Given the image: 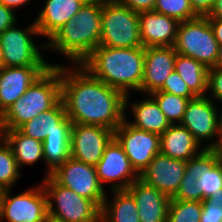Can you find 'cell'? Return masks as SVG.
I'll list each match as a JSON object with an SVG mask.
<instances>
[{"label":"cell","instance_id":"obj_24","mask_svg":"<svg viewBox=\"0 0 222 222\" xmlns=\"http://www.w3.org/2000/svg\"><path fill=\"white\" fill-rule=\"evenodd\" d=\"M111 192H113L112 201L107 195L104 199L100 222H140L133 196L127 190H111Z\"/></svg>","mask_w":222,"mask_h":222},{"label":"cell","instance_id":"obj_38","mask_svg":"<svg viewBox=\"0 0 222 222\" xmlns=\"http://www.w3.org/2000/svg\"><path fill=\"white\" fill-rule=\"evenodd\" d=\"M15 11L0 4V34L17 23Z\"/></svg>","mask_w":222,"mask_h":222},{"label":"cell","instance_id":"obj_3","mask_svg":"<svg viewBox=\"0 0 222 222\" xmlns=\"http://www.w3.org/2000/svg\"><path fill=\"white\" fill-rule=\"evenodd\" d=\"M101 15L102 0H88L48 39L46 49L61 53L71 65H80L100 45Z\"/></svg>","mask_w":222,"mask_h":222},{"label":"cell","instance_id":"obj_19","mask_svg":"<svg viewBox=\"0 0 222 222\" xmlns=\"http://www.w3.org/2000/svg\"><path fill=\"white\" fill-rule=\"evenodd\" d=\"M72 124L60 99L51 109L25 122L18 130L26 136L43 142L48 135L71 134Z\"/></svg>","mask_w":222,"mask_h":222},{"label":"cell","instance_id":"obj_28","mask_svg":"<svg viewBox=\"0 0 222 222\" xmlns=\"http://www.w3.org/2000/svg\"><path fill=\"white\" fill-rule=\"evenodd\" d=\"M150 96L157 102L170 124L181 123L189 99L159 90Z\"/></svg>","mask_w":222,"mask_h":222},{"label":"cell","instance_id":"obj_14","mask_svg":"<svg viewBox=\"0 0 222 222\" xmlns=\"http://www.w3.org/2000/svg\"><path fill=\"white\" fill-rule=\"evenodd\" d=\"M113 138L114 131L103 126L72 124L70 157L96 166Z\"/></svg>","mask_w":222,"mask_h":222},{"label":"cell","instance_id":"obj_29","mask_svg":"<svg viewBox=\"0 0 222 222\" xmlns=\"http://www.w3.org/2000/svg\"><path fill=\"white\" fill-rule=\"evenodd\" d=\"M16 163L11 147L2 138L0 140V191L15 186L20 179L21 171Z\"/></svg>","mask_w":222,"mask_h":222},{"label":"cell","instance_id":"obj_35","mask_svg":"<svg viewBox=\"0 0 222 222\" xmlns=\"http://www.w3.org/2000/svg\"><path fill=\"white\" fill-rule=\"evenodd\" d=\"M197 179L193 176L183 177L177 193L172 197L173 199L182 201H197L203 202V193L197 186Z\"/></svg>","mask_w":222,"mask_h":222},{"label":"cell","instance_id":"obj_23","mask_svg":"<svg viewBox=\"0 0 222 222\" xmlns=\"http://www.w3.org/2000/svg\"><path fill=\"white\" fill-rule=\"evenodd\" d=\"M204 148L180 124H171L160 136V152L170 158L187 162Z\"/></svg>","mask_w":222,"mask_h":222},{"label":"cell","instance_id":"obj_32","mask_svg":"<svg viewBox=\"0 0 222 222\" xmlns=\"http://www.w3.org/2000/svg\"><path fill=\"white\" fill-rule=\"evenodd\" d=\"M221 159L220 151L215 149H203L197 156L186 162L184 177H201L203 172L210 170Z\"/></svg>","mask_w":222,"mask_h":222},{"label":"cell","instance_id":"obj_22","mask_svg":"<svg viewBox=\"0 0 222 222\" xmlns=\"http://www.w3.org/2000/svg\"><path fill=\"white\" fill-rule=\"evenodd\" d=\"M147 97V98H146ZM145 99L135 102L129 101V94L125 97V112L131 109L134 120L132 122L127 119L128 115L125 113V120L131 126L151 133L162 135L165 130L171 125L166 116L159 108L157 102L149 95ZM149 97V98H148ZM130 103V105H128ZM129 108H128V107ZM131 107V108H130Z\"/></svg>","mask_w":222,"mask_h":222},{"label":"cell","instance_id":"obj_48","mask_svg":"<svg viewBox=\"0 0 222 222\" xmlns=\"http://www.w3.org/2000/svg\"><path fill=\"white\" fill-rule=\"evenodd\" d=\"M3 67V58H2V49H1V45H0V68Z\"/></svg>","mask_w":222,"mask_h":222},{"label":"cell","instance_id":"obj_26","mask_svg":"<svg viewBox=\"0 0 222 222\" xmlns=\"http://www.w3.org/2000/svg\"><path fill=\"white\" fill-rule=\"evenodd\" d=\"M174 70L196 96H207L208 68L205 65L177 53Z\"/></svg>","mask_w":222,"mask_h":222},{"label":"cell","instance_id":"obj_4","mask_svg":"<svg viewBox=\"0 0 222 222\" xmlns=\"http://www.w3.org/2000/svg\"><path fill=\"white\" fill-rule=\"evenodd\" d=\"M61 99V64L49 67L21 98L1 114L2 130L18 129L25 122L51 109Z\"/></svg>","mask_w":222,"mask_h":222},{"label":"cell","instance_id":"obj_44","mask_svg":"<svg viewBox=\"0 0 222 222\" xmlns=\"http://www.w3.org/2000/svg\"><path fill=\"white\" fill-rule=\"evenodd\" d=\"M206 17L222 19V0H215L212 10Z\"/></svg>","mask_w":222,"mask_h":222},{"label":"cell","instance_id":"obj_5","mask_svg":"<svg viewBox=\"0 0 222 222\" xmlns=\"http://www.w3.org/2000/svg\"><path fill=\"white\" fill-rule=\"evenodd\" d=\"M99 46L113 48L142 47L139 13L122 5L118 0H102Z\"/></svg>","mask_w":222,"mask_h":222},{"label":"cell","instance_id":"obj_25","mask_svg":"<svg viewBox=\"0 0 222 222\" xmlns=\"http://www.w3.org/2000/svg\"><path fill=\"white\" fill-rule=\"evenodd\" d=\"M11 147L18 167L34 165L39 160L44 162L43 142L22 134L18 129L3 130V137Z\"/></svg>","mask_w":222,"mask_h":222},{"label":"cell","instance_id":"obj_8","mask_svg":"<svg viewBox=\"0 0 222 222\" xmlns=\"http://www.w3.org/2000/svg\"><path fill=\"white\" fill-rule=\"evenodd\" d=\"M218 47L206 16L179 23L174 44L177 53L191 57L209 69L216 64Z\"/></svg>","mask_w":222,"mask_h":222},{"label":"cell","instance_id":"obj_36","mask_svg":"<svg viewBox=\"0 0 222 222\" xmlns=\"http://www.w3.org/2000/svg\"><path fill=\"white\" fill-rule=\"evenodd\" d=\"M207 92L211 93V96L208 94L211 100L222 103V70L213 67L208 69Z\"/></svg>","mask_w":222,"mask_h":222},{"label":"cell","instance_id":"obj_34","mask_svg":"<svg viewBox=\"0 0 222 222\" xmlns=\"http://www.w3.org/2000/svg\"><path fill=\"white\" fill-rule=\"evenodd\" d=\"M159 91L182 96L189 100L197 97L175 70L166 78Z\"/></svg>","mask_w":222,"mask_h":222},{"label":"cell","instance_id":"obj_46","mask_svg":"<svg viewBox=\"0 0 222 222\" xmlns=\"http://www.w3.org/2000/svg\"><path fill=\"white\" fill-rule=\"evenodd\" d=\"M213 68L222 70V45L218 47V55L216 59V64Z\"/></svg>","mask_w":222,"mask_h":222},{"label":"cell","instance_id":"obj_21","mask_svg":"<svg viewBox=\"0 0 222 222\" xmlns=\"http://www.w3.org/2000/svg\"><path fill=\"white\" fill-rule=\"evenodd\" d=\"M88 0H46L34 20L40 36L50 38L72 19Z\"/></svg>","mask_w":222,"mask_h":222},{"label":"cell","instance_id":"obj_31","mask_svg":"<svg viewBox=\"0 0 222 222\" xmlns=\"http://www.w3.org/2000/svg\"><path fill=\"white\" fill-rule=\"evenodd\" d=\"M154 11L175 18L179 22L198 17L191 8L189 0H156Z\"/></svg>","mask_w":222,"mask_h":222},{"label":"cell","instance_id":"obj_27","mask_svg":"<svg viewBox=\"0 0 222 222\" xmlns=\"http://www.w3.org/2000/svg\"><path fill=\"white\" fill-rule=\"evenodd\" d=\"M71 134L48 135L43 141V157L47 163L46 176L70 157Z\"/></svg>","mask_w":222,"mask_h":222},{"label":"cell","instance_id":"obj_11","mask_svg":"<svg viewBox=\"0 0 222 222\" xmlns=\"http://www.w3.org/2000/svg\"><path fill=\"white\" fill-rule=\"evenodd\" d=\"M114 138L124 149L132 167L140 175L160 153V135L137 129L123 120L114 131Z\"/></svg>","mask_w":222,"mask_h":222},{"label":"cell","instance_id":"obj_39","mask_svg":"<svg viewBox=\"0 0 222 222\" xmlns=\"http://www.w3.org/2000/svg\"><path fill=\"white\" fill-rule=\"evenodd\" d=\"M122 5L129 7L133 11L140 13L143 11H153L156 0H118Z\"/></svg>","mask_w":222,"mask_h":222},{"label":"cell","instance_id":"obj_10","mask_svg":"<svg viewBox=\"0 0 222 222\" xmlns=\"http://www.w3.org/2000/svg\"><path fill=\"white\" fill-rule=\"evenodd\" d=\"M50 176L58 184L92 200L100 209L102 208L107 192L99 182L95 166L69 157L51 172Z\"/></svg>","mask_w":222,"mask_h":222},{"label":"cell","instance_id":"obj_45","mask_svg":"<svg viewBox=\"0 0 222 222\" xmlns=\"http://www.w3.org/2000/svg\"><path fill=\"white\" fill-rule=\"evenodd\" d=\"M212 206L222 208V189L206 199Z\"/></svg>","mask_w":222,"mask_h":222},{"label":"cell","instance_id":"obj_33","mask_svg":"<svg viewBox=\"0 0 222 222\" xmlns=\"http://www.w3.org/2000/svg\"><path fill=\"white\" fill-rule=\"evenodd\" d=\"M197 186L203 193V201L212 196L216 191L222 189V159H220L210 170L203 172L197 179Z\"/></svg>","mask_w":222,"mask_h":222},{"label":"cell","instance_id":"obj_41","mask_svg":"<svg viewBox=\"0 0 222 222\" xmlns=\"http://www.w3.org/2000/svg\"><path fill=\"white\" fill-rule=\"evenodd\" d=\"M210 26L213 30L214 37L218 42V45H222V19L220 18H208Z\"/></svg>","mask_w":222,"mask_h":222},{"label":"cell","instance_id":"obj_1","mask_svg":"<svg viewBox=\"0 0 222 222\" xmlns=\"http://www.w3.org/2000/svg\"><path fill=\"white\" fill-rule=\"evenodd\" d=\"M125 97L81 65H61V99L73 124L98 125L115 131L125 119Z\"/></svg>","mask_w":222,"mask_h":222},{"label":"cell","instance_id":"obj_20","mask_svg":"<svg viewBox=\"0 0 222 222\" xmlns=\"http://www.w3.org/2000/svg\"><path fill=\"white\" fill-rule=\"evenodd\" d=\"M126 190L136 202L140 222H167L170 197L140 179Z\"/></svg>","mask_w":222,"mask_h":222},{"label":"cell","instance_id":"obj_7","mask_svg":"<svg viewBox=\"0 0 222 222\" xmlns=\"http://www.w3.org/2000/svg\"><path fill=\"white\" fill-rule=\"evenodd\" d=\"M27 26L28 27L22 29V27L18 28L15 23L0 34L3 67L56 65L46 61L41 54V49H43L44 52L47 47L46 43L45 45H37L35 41L32 40L34 37H40L35 22L33 21Z\"/></svg>","mask_w":222,"mask_h":222},{"label":"cell","instance_id":"obj_40","mask_svg":"<svg viewBox=\"0 0 222 222\" xmlns=\"http://www.w3.org/2000/svg\"><path fill=\"white\" fill-rule=\"evenodd\" d=\"M189 2L198 16H207L212 10L215 0H189Z\"/></svg>","mask_w":222,"mask_h":222},{"label":"cell","instance_id":"obj_47","mask_svg":"<svg viewBox=\"0 0 222 222\" xmlns=\"http://www.w3.org/2000/svg\"><path fill=\"white\" fill-rule=\"evenodd\" d=\"M44 222H63V221L55 219V218L48 215Z\"/></svg>","mask_w":222,"mask_h":222},{"label":"cell","instance_id":"obj_17","mask_svg":"<svg viewBox=\"0 0 222 222\" xmlns=\"http://www.w3.org/2000/svg\"><path fill=\"white\" fill-rule=\"evenodd\" d=\"M51 66L2 67L0 71V115L23 96L30 85Z\"/></svg>","mask_w":222,"mask_h":222},{"label":"cell","instance_id":"obj_9","mask_svg":"<svg viewBox=\"0 0 222 222\" xmlns=\"http://www.w3.org/2000/svg\"><path fill=\"white\" fill-rule=\"evenodd\" d=\"M10 189L0 192V222H44L48 216L47 196L42 186L36 185L11 196Z\"/></svg>","mask_w":222,"mask_h":222},{"label":"cell","instance_id":"obj_13","mask_svg":"<svg viewBox=\"0 0 222 222\" xmlns=\"http://www.w3.org/2000/svg\"><path fill=\"white\" fill-rule=\"evenodd\" d=\"M100 184L109 183L111 190H126L139 179V174L132 167L129 158L118 141L113 138L106 146L101 160L95 166Z\"/></svg>","mask_w":222,"mask_h":222},{"label":"cell","instance_id":"obj_6","mask_svg":"<svg viewBox=\"0 0 222 222\" xmlns=\"http://www.w3.org/2000/svg\"><path fill=\"white\" fill-rule=\"evenodd\" d=\"M41 184L49 216L63 222H100L101 209L92 200L58 184L51 176L44 177Z\"/></svg>","mask_w":222,"mask_h":222},{"label":"cell","instance_id":"obj_43","mask_svg":"<svg viewBox=\"0 0 222 222\" xmlns=\"http://www.w3.org/2000/svg\"><path fill=\"white\" fill-rule=\"evenodd\" d=\"M221 149H222V109L221 111L219 109L218 123H217L216 150L220 151Z\"/></svg>","mask_w":222,"mask_h":222},{"label":"cell","instance_id":"obj_15","mask_svg":"<svg viewBox=\"0 0 222 222\" xmlns=\"http://www.w3.org/2000/svg\"><path fill=\"white\" fill-rule=\"evenodd\" d=\"M185 168V161L170 158L160 152L139 175V179L172 198L179 189Z\"/></svg>","mask_w":222,"mask_h":222},{"label":"cell","instance_id":"obj_37","mask_svg":"<svg viewBox=\"0 0 222 222\" xmlns=\"http://www.w3.org/2000/svg\"><path fill=\"white\" fill-rule=\"evenodd\" d=\"M201 222H222V208L212 206L205 199L202 202Z\"/></svg>","mask_w":222,"mask_h":222},{"label":"cell","instance_id":"obj_42","mask_svg":"<svg viewBox=\"0 0 222 222\" xmlns=\"http://www.w3.org/2000/svg\"><path fill=\"white\" fill-rule=\"evenodd\" d=\"M31 0H0V4L13 9L14 11L16 8H21L30 2Z\"/></svg>","mask_w":222,"mask_h":222},{"label":"cell","instance_id":"obj_2","mask_svg":"<svg viewBox=\"0 0 222 222\" xmlns=\"http://www.w3.org/2000/svg\"><path fill=\"white\" fill-rule=\"evenodd\" d=\"M93 77L125 95L141 92L144 73V47L98 46L81 64Z\"/></svg>","mask_w":222,"mask_h":222},{"label":"cell","instance_id":"obj_12","mask_svg":"<svg viewBox=\"0 0 222 222\" xmlns=\"http://www.w3.org/2000/svg\"><path fill=\"white\" fill-rule=\"evenodd\" d=\"M214 103L207 96H197L190 100L180 123L201 146L203 141H211L206 146H203L204 149L216 150L219 111ZM214 138L215 140H213Z\"/></svg>","mask_w":222,"mask_h":222},{"label":"cell","instance_id":"obj_30","mask_svg":"<svg viewBox=\"0 0 222 222\" xmlns=\"http://www.w3.org/2000/svg\"><path fill=\"white\" fill-rule=\"evenodd\" d=\"M202 202L170 199L167 222H201Z\"/></svg>","mask_w":222,"mask_h":222},{"label":"cell","instance_id":"obj_18","mask_svg":"<svg viewBox=\"0 0 222 222\" xmlns=\"http://www.w3.org/2000/svg\"><path fill=\"white\" fill-rule=\"evenodd\" d=\"M179 21L153 11L139 13V30L142 46H174Z\"/></svg>","mask_w":222,"mask_h":222},{"label":"cell","instance_id":"obj_16","mask_svg":"<svg viewBox=\"0 0 222 222\" xmlns=\"http://www.w3.org/2000/svg\"><path fill=\"white\" fill-rule=\"evenodd\" d=\"M176 54L174 46L144 48L141 94L150 95L162 88L166 78L174 71Z\"/></svg>","mask_w":222,"mask_h":222}]
</instances>
